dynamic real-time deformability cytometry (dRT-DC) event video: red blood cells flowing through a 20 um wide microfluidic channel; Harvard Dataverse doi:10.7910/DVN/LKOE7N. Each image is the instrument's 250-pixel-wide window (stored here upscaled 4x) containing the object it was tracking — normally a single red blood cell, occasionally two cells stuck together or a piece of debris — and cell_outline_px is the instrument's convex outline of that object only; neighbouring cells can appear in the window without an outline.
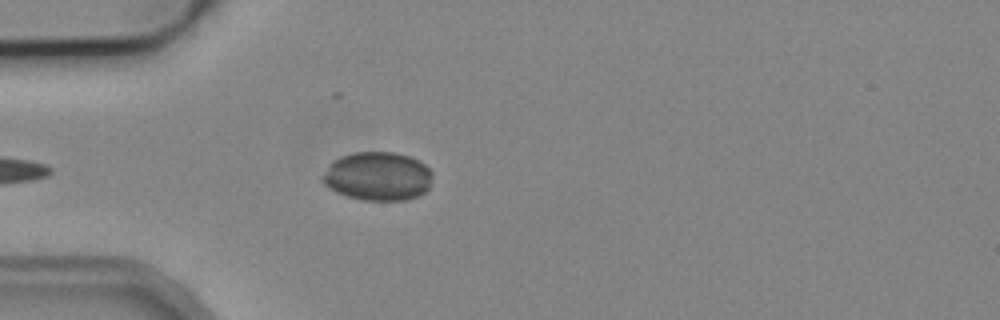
{"species": "common noctule bat (a hibernating species)", "species_latin": "Nyctalus noctula", "temperature_condition": "cold", "stored_images_in_passage": 4, "camera_frame_rate_fps": 3000, "um_per_image_px": 0.085, "animal": {"sex": "male", "body_mass_g": 19.2, "forearm_length_mm": 51.8}, "frame": {"image": 1, "passage_image": 4, "time_ms": 4.333, "image_size_px": [1000, 320], "cell_outline_px": [[432, 176], [428, 188], [424, 192], [416, 196], [404, 200], [360, 200], [336, 192], [328, 188], [320, 180], [320, 176], [328, 164], [340, 156], [356, 152], [396, 152], [420, 160], [432, 172]], "centroid_in_image_um": [32.06, 14.97], "position_along_channel_um": 52.9, "area_um2": 31.44}}